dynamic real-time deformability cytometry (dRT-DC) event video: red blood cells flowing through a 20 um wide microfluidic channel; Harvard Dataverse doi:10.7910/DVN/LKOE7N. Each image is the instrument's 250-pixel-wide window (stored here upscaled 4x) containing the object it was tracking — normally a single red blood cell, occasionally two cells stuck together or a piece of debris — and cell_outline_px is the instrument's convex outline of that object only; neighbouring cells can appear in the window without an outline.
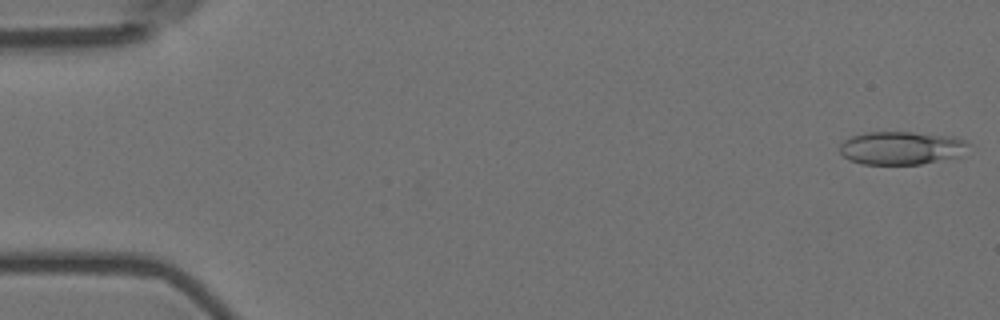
{"species": "Egyptian fruit bat (a non-hibernating species)", "species_latin": "Rousettus aegyptiacus", "temperature_condition": "room temperature", "stored_images_in_passage": 56, "camera_frame_rate_fps": 3000, "um_per_image_px": 0.085, "animal": {"sex": "female"}, "frame": {"image": 1, "passage_image": 1, "time_ms": 0.0, "image_size_px": [1000, 320], "cell_outline_px": [[972, 144], [960, 156], [920, 164], [860, 164], [848, 160], [840, 152], [840, 144], [844, 140], [852, 136], [864, 132], [912, 132], [952, 136], [964, 140]], "centroid_in_image_um": [76.61, 12.57], "position_along_channel_um": 8.4, "area_um2": 25.03}}
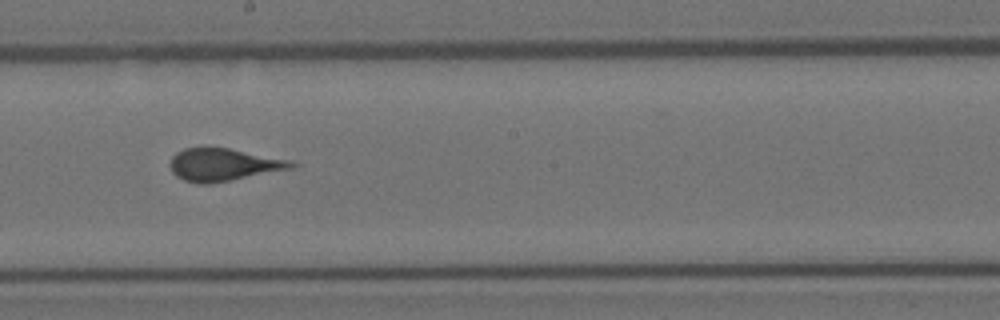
{"frame": {"image": 2, "passage_image": 31, "time_ms": 10.0, "image_size_px": [1000, 320], "cell_outline_px": [[300, 164], [296, 168], [232, 180], [208, 184], [196, 184], [184, 180], [176, 176], [172, 172], [168, 164], [172, 156], [176, 152], [184, 148], [204, 144], [228, 148], [292, 160]], "centroid_in_image_um": [18.98, 13.97], "position_along_channel_um": 229.2, "area_um2": 23.99}}
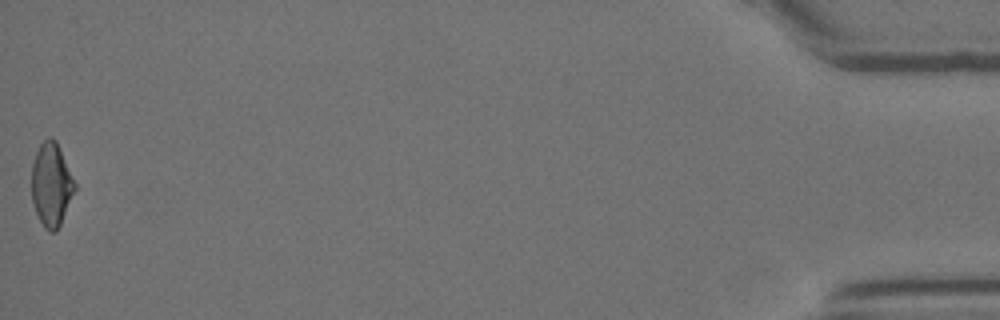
{"frame": {"image": 3, "passage_image": 56, "time_ms": 18.333, "image_size_px": [1000, 320], "cell_outline_px": [[76, 188], [60, 224], [56, 232], [48, 232], [44, 228], [36, 212], [32, 200], [32, 164], [36, 152], [40, 144], [48, 136], [52, 136], [56, 140], [76, 184]], "centroid_in_image_um": [4.36, 15.68], "position_along_channel_um": 430.8, "area_um2": 20.87}}